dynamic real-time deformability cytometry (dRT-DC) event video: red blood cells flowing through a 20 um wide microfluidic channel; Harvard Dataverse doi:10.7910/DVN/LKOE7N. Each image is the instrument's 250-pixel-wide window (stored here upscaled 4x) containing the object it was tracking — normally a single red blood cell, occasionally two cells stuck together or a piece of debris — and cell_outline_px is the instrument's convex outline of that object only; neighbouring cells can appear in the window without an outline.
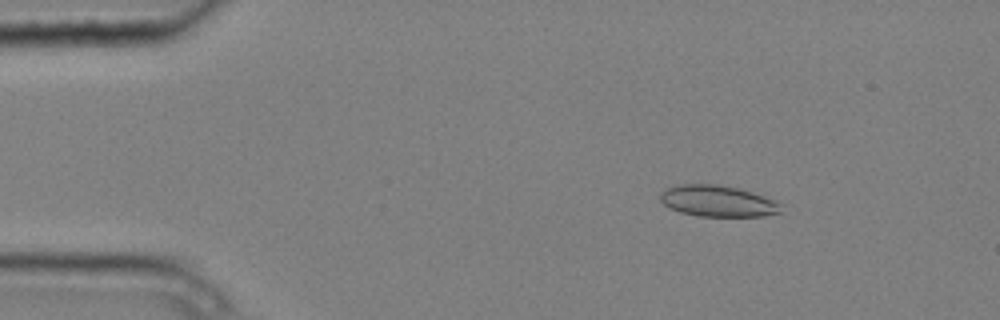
{"species": "common noctule bat (a hibernating species)", "species_latin": "Nyctalus noctula", "temperature_condition": "cold", "stored_images_in_passage": 4, "camera_frame_rate_fps": 3000, "um_per_image_px": 0.085, "animal": {"sex": "male", "body_mass_g": 20.4}, "frame": {"image": 1, "passage_image": 2, "time_ms": 0.333, "image_size_px": [1000, 320], "cell_outline_px": [[784, 204], [780, 212], [764, 216], [700, 216], [680, 212], [668, 208], [660, 200], [660, 192], [664, 188], [684, 184], [716, 184], [736, 188], [752, 192], [764, 196]], "centroid_in_image_um": [61.0, 17.09], "position_along_channel_um": 24.0, "area_um2": 22.08}}